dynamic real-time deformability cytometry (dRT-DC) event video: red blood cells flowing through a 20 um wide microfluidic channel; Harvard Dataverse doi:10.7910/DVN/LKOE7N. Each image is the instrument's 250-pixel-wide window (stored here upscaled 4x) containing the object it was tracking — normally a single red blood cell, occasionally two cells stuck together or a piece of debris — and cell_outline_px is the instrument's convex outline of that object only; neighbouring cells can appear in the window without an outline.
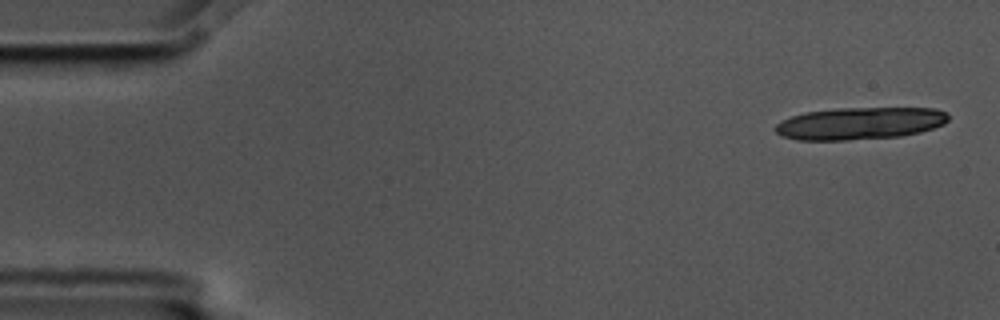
{"species": "common noctule bat (a hibernating species)", "species_latin": "Nyctalus noctula", "temperature_condition": "cold", "stored_images_in_passage": 6, "camera_frame_rate_fps": 3000, "um_per_image_px": 0.085, "animal": {"sex": "male", "body_mass_g": 17.5, "forearm_length_mm": 52.3}, "frame": {"image": 1, "passage_image": 1, "time_ms": 0.0, "image_size_px": [1000, 320], "cell_outline_px": [[948, 120], [944, 124], [920, 132], [900, 136], [848, 140], [796, 140], [780, 136], [776, 132], [776, 124], [780, 120], [804, 112], [840, 108], [936, 108], [948, 112]], "centroid_in_image_um": [73.08, 10.48], "position_along_channel_um": 11.9, "area_um2": 32.66}}